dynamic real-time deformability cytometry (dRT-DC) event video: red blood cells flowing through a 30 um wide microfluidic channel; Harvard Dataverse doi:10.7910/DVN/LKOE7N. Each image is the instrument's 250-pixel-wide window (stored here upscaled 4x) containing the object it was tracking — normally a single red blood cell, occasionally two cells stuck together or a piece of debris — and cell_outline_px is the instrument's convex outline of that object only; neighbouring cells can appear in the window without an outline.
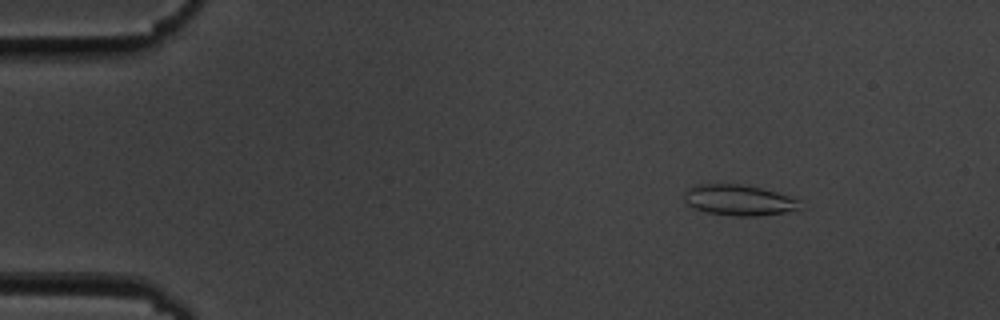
{"species": "common noctule bat (a hibernating species)", "species_latin": "Nyctalus noctula", "temperature_condition": "cold", "stored_images_in_passage": 10, "camera_frame_rate_fps": 3000, "um_per_image_px": 0.085, "animal": {"sex": "male", "body_mass_g": 19.5, "forearm_length_mm": 54.6}, "frame": {"image": 1, "passage_image": 1, "time_ms": 0.0, "image_size_px": [1000, 320], "cell_outline_px": [[800, 200], [796, 208], [784, 212], [760, 216], [736, 216], [704, 212], [692, 208], [684, 200], [684, 196], [688, 188], [692, 184], [740, 184], [760, 188], [776, 192]], "centroid_in_image_um": [62.71, 17.01], "position_along_channel_um": 22.3, "area_um2": 20.58}}